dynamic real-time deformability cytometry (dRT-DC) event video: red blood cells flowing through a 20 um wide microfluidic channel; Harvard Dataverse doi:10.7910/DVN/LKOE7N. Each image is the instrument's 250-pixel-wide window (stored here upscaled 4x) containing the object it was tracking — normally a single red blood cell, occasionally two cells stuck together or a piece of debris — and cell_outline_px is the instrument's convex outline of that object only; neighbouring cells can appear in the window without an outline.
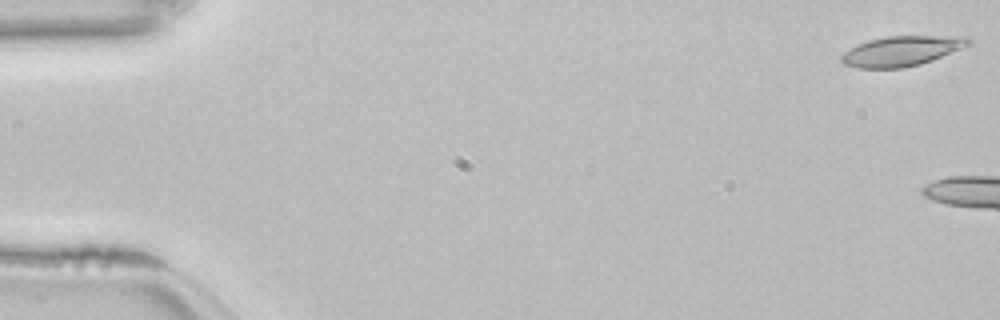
{"species": "common noctule bat (a hibernating species)", "species_latin": "Nyctalus noctula", "temperature_condition": "room temperature", "stored_images_in_passage": 8, "camera_frame_rate_fps": 3000, "um_per_image_px": 0.085, "animal": {"sex": "female", "body_mass_g": 22.7, "forearm_length_mm": 54.2}, "frame": {"image": 1, "passage_image": 1, "time_ms": 0.0, "image_size_px": [1000, 320], "cell_outline_px": [[972, 44], [920, 64], [904, 68], [856, 68], [844, 64], [840, 60], [840, 56], [844, 52], [868, 40], [888, 36], [968, 36], [972, 40]], "centroid_in_image_um": [76.65, 4.33], "position_along_channel_um": 8.4, "area_um2": 22.08}}